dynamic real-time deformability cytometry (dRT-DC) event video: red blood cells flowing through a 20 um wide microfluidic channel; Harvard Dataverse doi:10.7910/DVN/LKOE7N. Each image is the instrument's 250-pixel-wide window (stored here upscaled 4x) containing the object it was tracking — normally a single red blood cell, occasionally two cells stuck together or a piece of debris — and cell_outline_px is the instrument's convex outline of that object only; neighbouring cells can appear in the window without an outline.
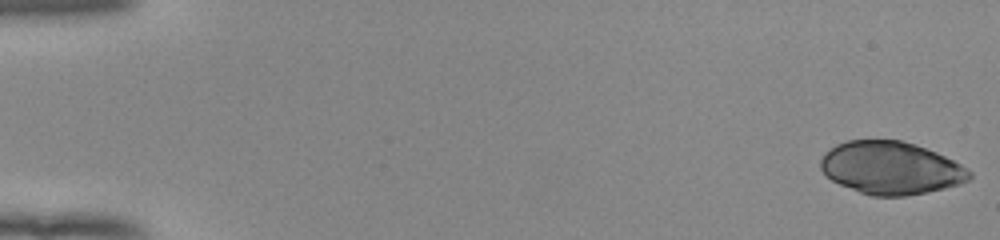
{"species": "human", "species_latin": "Homo sapiens", "temperature_condition": "room temperature", "stored_images_in_passage": 52, "camera_frame_rate_fps": 3000, "um_per_image_px": 0.085, "donor": {"sex": "female"}, "frame": {"image": 1, "passage_image": 1, "time_ms": 0.0, "image_size_px": [1000, 240], "cell_outline_px": [[972, 176], [968, 180], [960, 184], [928, 192], [904, 196], [872, 196], [860, 192], [840, 184], [832, 180], [820, 168], [820, 160], [824, 152], [836, 144], [848, 140], [900, 140], [936, 152], [968, 168], [972, 172]], "centroid_in_image_um": [75.72, 14.28], "position_along_channel_um": 9.3, "area_um2": 45.55}}
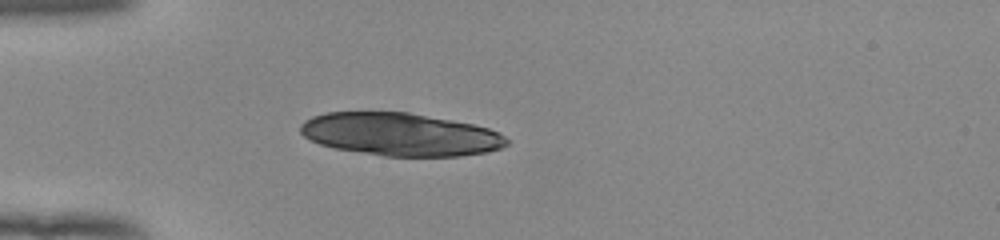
{"frame": {"image": 2, "passage_image": 16, "time_ms": 5.0, "image_size_px": [1000, 240], "cell_outline_px": [[508, 144], [500, 148], [488, 152], [460, 156], [384, 156], [336, 148], [320, 144], [304, 136], [300, 132], [300, 124], [304, 120], [312, 116], [324, 112], [408, 112], [452, 120], [472, 124], [488, 128], [504, 136], [508, 140]], "centroid_in_image_um": [34.01, 11.42], "position_along_channel_um": 51.0, "area_um2": 51.38}}